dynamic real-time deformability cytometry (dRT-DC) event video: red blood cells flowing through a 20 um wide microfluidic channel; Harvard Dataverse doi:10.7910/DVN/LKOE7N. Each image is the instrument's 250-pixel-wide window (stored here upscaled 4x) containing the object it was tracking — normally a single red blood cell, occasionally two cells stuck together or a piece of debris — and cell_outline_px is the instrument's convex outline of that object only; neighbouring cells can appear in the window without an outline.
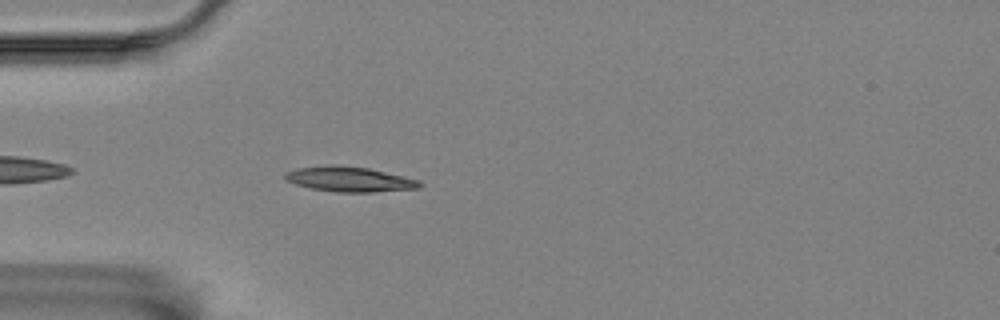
{"species": "Egyptian fruit bat (a non-hibernating species)", "species_latin": "Rousettus aegyptiacus", "temperature_condition": "room temperature", "stored_images_in_passage": 23, "camera_frame_rate_fps": 3000, "um_per_image_px": 0.085, "animal": {"sex": "female"}, "frame": {"image": 1, "passage_image": 5, "time_ms": 1.333, "image_size_px": [1000, 320], "cell_outline_px": [[424, 184], [420, 188], [372, 192], [336, 192], [308, 188], [296, 184], [288, 180], [284, 176], [284, 172], [296, 168], [332, 164], [336, 164], [368, 168], [404, 176], [420, 180]], "centroid_in_image_um": [29.72, 15.23], "position_along_channel_um": 55.3, "area_um2": 19.83}}
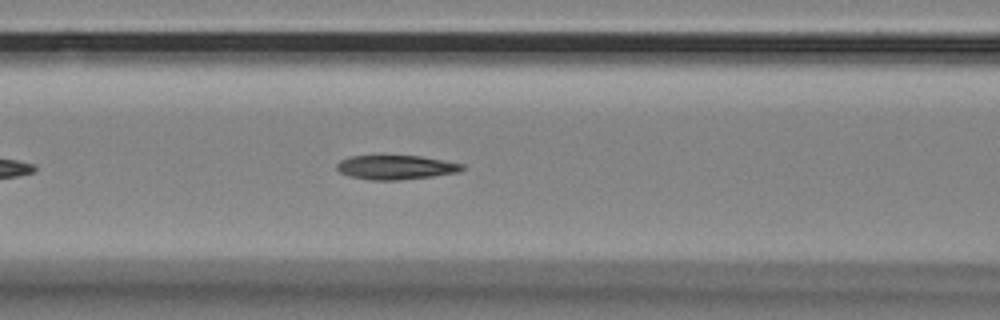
{"frame": {"image": 2, "passage_image": 12, "time_ms": 3.667, "image_size_px": [1000, 320], "cell_outline_px": [[464, 168], [460, 172], [432, 176], [400, 180], [372, 180], [348, 176], [340, 172], [336, 168], [336, 164], [340, 160], [348, 156], [420, 156], [464, 164]], "centroid_in_image_um": [33.62, 14.22], "position_along_channel_um": 133.0, "area_um2": 17.69}}
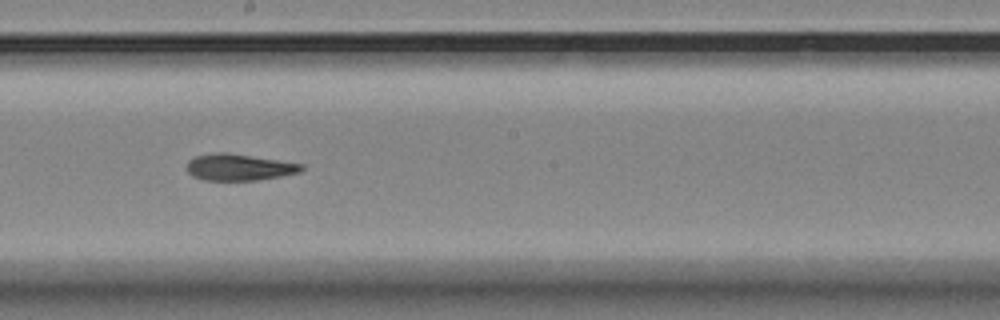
{"frame": {"image": 3, "passage_image": 20, "time_ms": 6.333, "image_size_px": [1000, 320], "cell_outline_px": [[304, 168], [300, 172], [280, 176], [256, 180], [204, 180], [192, 176], [188, 172], [188, 160], [196, 156], [216, 152], [224, 152], [304, 164]], "centroid_in_image_um": [20.31, 14.21], "position_along_channel_um": 227.9, "area_um2": 17.51}}